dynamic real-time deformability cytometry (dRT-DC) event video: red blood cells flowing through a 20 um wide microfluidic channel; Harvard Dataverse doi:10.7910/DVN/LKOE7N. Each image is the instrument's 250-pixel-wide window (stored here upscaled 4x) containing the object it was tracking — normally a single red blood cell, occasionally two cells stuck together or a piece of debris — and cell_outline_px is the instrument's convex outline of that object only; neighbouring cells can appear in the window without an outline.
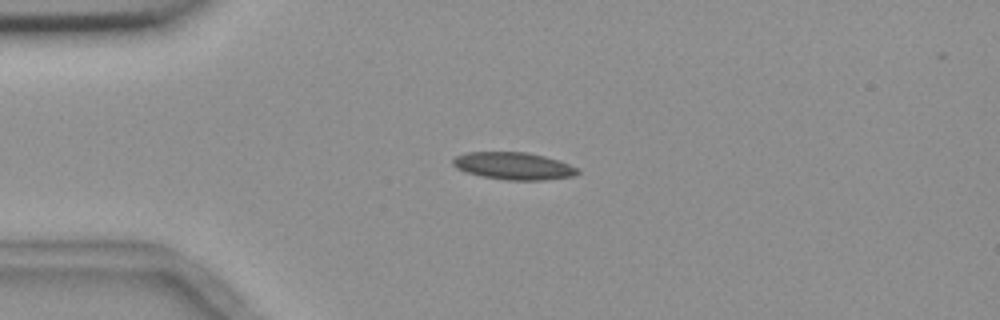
{"species": "common noctule bat (a hibernating species)", "species_latin": "Nyctalus noctula", "temperature_condition": "room temperature", "stored_images_in_passage": 3, "camera_frame_rate_fps": 3000, "um_per_image_px": 0.085, "animal": {"sex": "female", "body_mass_g": 18.4}, "frame": {"image": 1, "passage_image": 1, "time_ms": 0.0, "image_size_px": [1000, 320], "cell_outline_px": [[580, 172], [576, 176], [544, 180], [508, 180], [484, 176], [464, 172], [456, 168], [452, 164], [452, 160], [456, 156], [468, 152], [528, 152], [544, 156], [568, 164], [576, 168]], "centroid_in_image_um": [43.64, 14.11], "position_along_channel_um": 41.4, "area_um2": 19.77}}